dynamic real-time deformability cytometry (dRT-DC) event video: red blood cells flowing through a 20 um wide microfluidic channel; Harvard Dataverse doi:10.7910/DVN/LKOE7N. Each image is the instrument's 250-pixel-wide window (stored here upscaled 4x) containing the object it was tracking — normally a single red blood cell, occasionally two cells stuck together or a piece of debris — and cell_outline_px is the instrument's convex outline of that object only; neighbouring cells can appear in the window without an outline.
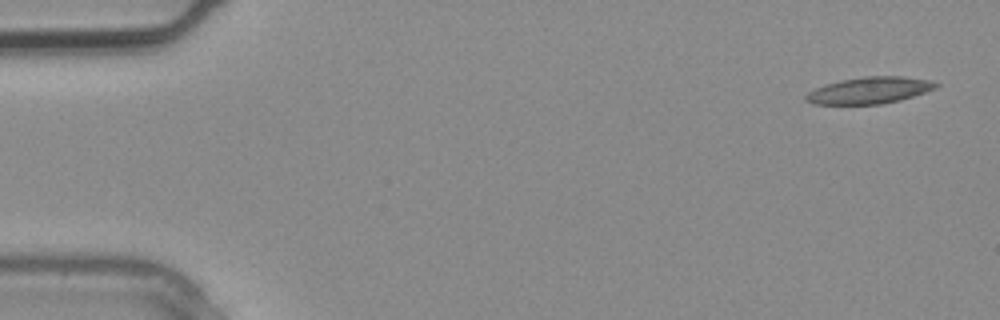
{"species": "common noctule bat (a hibernating species)", "species_latin": "Nyctalus noctula", "temperature_condition": "warm", "stored_images_in_passage": 2, "segment_of_instrument_passage": [2, 2], "camera_frame_rate_fps": 3000, "um_per_image_px": 0.085, "animal": {"sex": "male", "body_mass_g": 20.4}, "frame": {"image": 1, "passage_image": 2, "time_ms": 0.333, "image_size_px": [1000, 320], "cell_outline_px": [[940, 84], [936, 88], [900, 100], [880, 104], [812, 104], [804, 100], [804, 96], [808, 92], [816, 88], [840, 80], [864, 76], [904, 76], [932, 80]], "centroid_in_image_um": [73.91, 7.67], "position_along_channel_um": 11.1, "area_um2": 20.17}}